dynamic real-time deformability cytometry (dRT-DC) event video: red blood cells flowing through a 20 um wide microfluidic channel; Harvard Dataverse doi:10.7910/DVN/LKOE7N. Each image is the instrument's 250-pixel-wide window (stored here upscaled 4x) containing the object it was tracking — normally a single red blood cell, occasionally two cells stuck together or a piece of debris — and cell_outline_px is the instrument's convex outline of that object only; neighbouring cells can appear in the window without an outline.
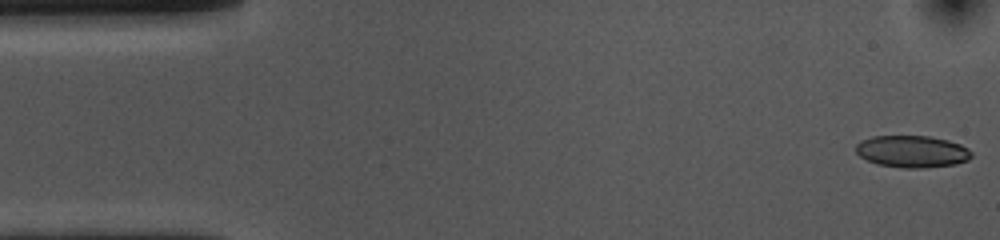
{"species": "common noctule bat (a hibernating species)", "species_latin": "Nyctalus noctula", "temperature_condition": "cold", "stored_images_in_passage": 54, "camera_frame_rate_fps": 3000, "um_per_image_px": 0.085, "animal": {"sex": "female", "body_mass_g": 10.0, "forearm_length_mm": 53.1}, "frame": {"image": 1, "passage_image": 1, "time_ms": 0.0, "image_size_px": [1000, 240], "cell_outline_px": [[972, 156], [968, 160], [956, 164], [924, 168], [904, 168], [876, 164], [860, 156], [856, 152], [856, 144], [860, 140], [872, 136], [928, 136], [948, 140], [960, 144], [968, 148], [972, 152]], "centroid_in_image_um": [77.53, 12.88], "position_along_channel_um": 7.5, "area_um2": 21.68}}
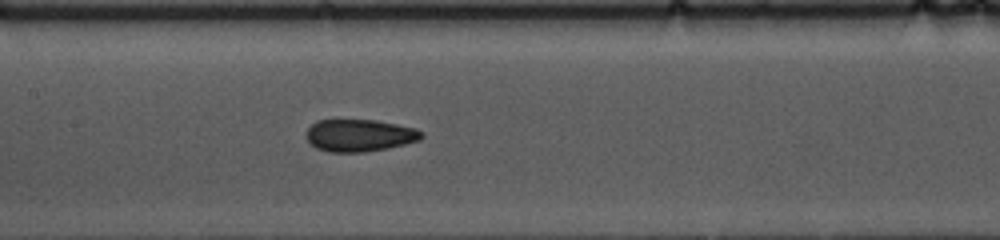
{"frame": {"image": 2, "passage_image": 24, "time_ms": 7.667, "image_size_px": [1000, 240], "cell_outline_px": [[424, 136], [420, 140], [388, 148], [364, 152], [328, 152], [316, 148], [304, 136], [304, 132], [316, 120], [376, 120], [416, 128], [424, 132]], "centroid_in_image_um": [30.55, 11.51], "position_along_channel_um": 176.9, "area_um2": 21.85}}
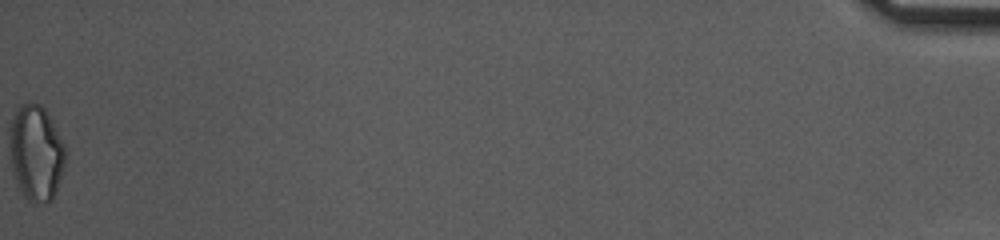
{"frame": {"image": 3, "passage_image": 54, "time_ms": 17.667, "image_size_px": [1000, 240], "cell_outline_px": [[68, 148], [64, 168], [56, 192], [52, 200], [48, 204], [44, 204], [28, 200], [24, 196], [16, 180], [12, 168], [12, 116], [16, 108], [20, 104], [28, 100], [32, 100], [40, 104], [44, 108]], "centroid_in_image_um": [3.13, 12.97], "position_along_channel_um": 432.1, "area_um2": 31.1}, "authors_computed_cell_mechanics": {"area_um2": 22.1085, "velocity_mm_per_s": 3.6342, "shape_relaxation_time_tau1_ms": 11.2173, "shape_relaxation_time_tau2_ms": 2.3052, "deformation_change_tau1": 0.1936, "deformation_change_tau2": 0.0919}}